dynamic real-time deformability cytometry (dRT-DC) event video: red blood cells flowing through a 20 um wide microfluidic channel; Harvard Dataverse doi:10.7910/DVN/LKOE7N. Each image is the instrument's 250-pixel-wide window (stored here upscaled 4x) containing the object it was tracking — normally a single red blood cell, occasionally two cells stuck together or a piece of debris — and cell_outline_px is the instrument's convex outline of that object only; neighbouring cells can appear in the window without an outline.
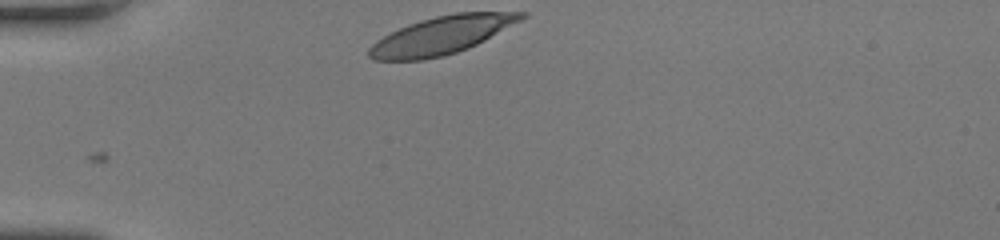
{"species": "human", "species_latin": "Homo sapiens", "temperature_condition": "room temperature", "stored_images_in_passage": 30, "camera_frame_rate_fps": 3000, "um_per_image_px": 0.085, "donor": {"sex": "female"}, "frame": {"image": 1, "passage_image": 1, "time_ms": 0.0, "image_size_px": [1000, 240], "cell_outline_px": [[528, 16], [484, 40], [468, 48], [444, 56], [424, 60], [372, 60], [368, 56], [368, 48], [376, 40], [408, 24], [420, 20], [436, 16], [456, 12], [528, 12]], "centroid_in_image_um": [37.52, 3.0], "position_along_channel_um": 47.5, "area_um2": 33.41}}
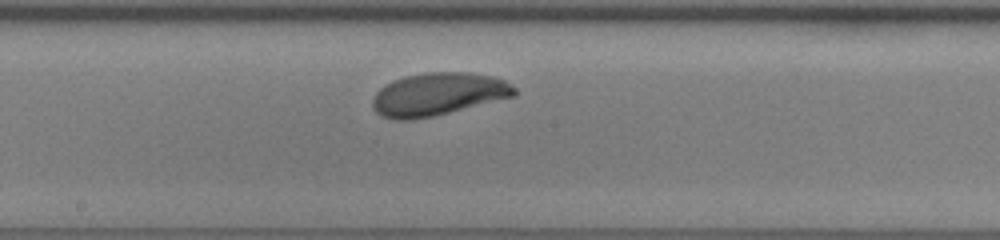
{"frame": {"image": 2, "passage_image": 16, "time_ms": 5.0, "image_size_px": [1000, 240], "cell_outline_px": [[516, 92], [512, 96], [432, 116], [412, 120], [392, 120], [380, 116], [372, 108], [372, 100], [376, 92], [380, 88], [404, 76], [424, 72], [468, 72], [492, 76], [504, 80], [516, 88]], "centroid_in_image_um": [37.17, 8.0], "position_along_channel_um": 211.0, "area_um2": 35.03}}
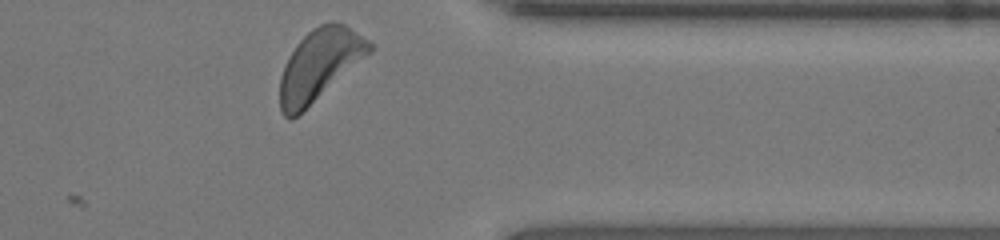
{"frame": {"image": 3, "passage_image": 30, "time_ms": 9.667, "image_size_px": [1000, 240], "cell_outline_px": [[372, 52], [292, 120], [288, 120], [280, 112], [280, 76], [284, 64], [288, 56], [296, 44], [312, 28], [320, 24], [332, 20], [344, 24], [368, 40], [372, 44]], "centroid_in_image_um": [27.13, 5.51], "position_along_channel_um": 384.3, "area_um2": 36.99}, "authors_computed_cell_mechanics": {"area_um2": 34.7956, "velocity_mm_per_s": 3.8677, "shape_relaxation_time_tau1_ms": 2.9333, "shape_relaxation_time_tau2_ms": 10.4015, "deformation_change_tau1": 0.1776, "deformation_change_tau2": 0.1948}}